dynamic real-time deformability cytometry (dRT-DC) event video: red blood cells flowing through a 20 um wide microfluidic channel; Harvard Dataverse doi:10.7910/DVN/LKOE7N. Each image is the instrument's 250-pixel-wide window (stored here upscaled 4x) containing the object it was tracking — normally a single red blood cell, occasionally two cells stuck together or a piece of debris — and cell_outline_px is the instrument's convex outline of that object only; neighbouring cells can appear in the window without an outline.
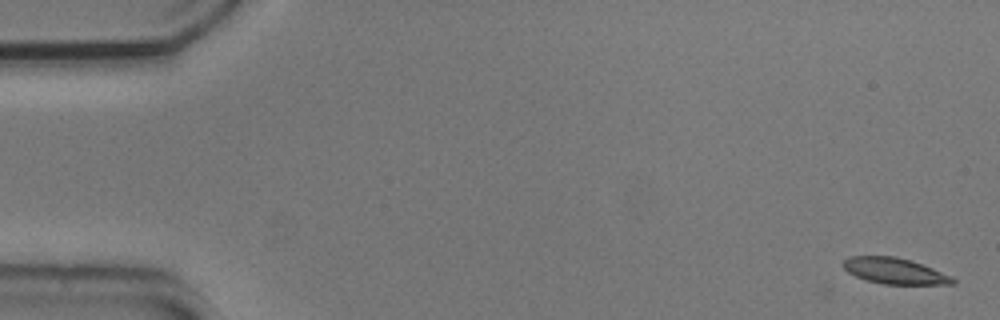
{"species": "common noctule bat (a hibernating species)", "species_latin": "Nyctalus noctula", "temperature_condition": "cold", "stored_images_in_passage": 2, "camera_frame_rate_fps": 3000, "um_per_image_px": 0.085, "animal": {"sex": "male", "body_mass_g": 20.5, "forearm_length_mm": 52.5}, "frame": {"image": 1, "passage_image": 2, "time_ms": 0.333, "image_size_px": [1000, 320], "cell_outline_px": [[956, 284], [884, 284], [868, 280], [856, 276], [848, 272], [840, 264], [844, 260], [852, 256], [896, 256], [912, 260], [952, 276], [956, 280]], "centroid_in_image_um": [76.06, 23.02], "position_along_channel_um": 8.9, "area_um2": 16.59}}